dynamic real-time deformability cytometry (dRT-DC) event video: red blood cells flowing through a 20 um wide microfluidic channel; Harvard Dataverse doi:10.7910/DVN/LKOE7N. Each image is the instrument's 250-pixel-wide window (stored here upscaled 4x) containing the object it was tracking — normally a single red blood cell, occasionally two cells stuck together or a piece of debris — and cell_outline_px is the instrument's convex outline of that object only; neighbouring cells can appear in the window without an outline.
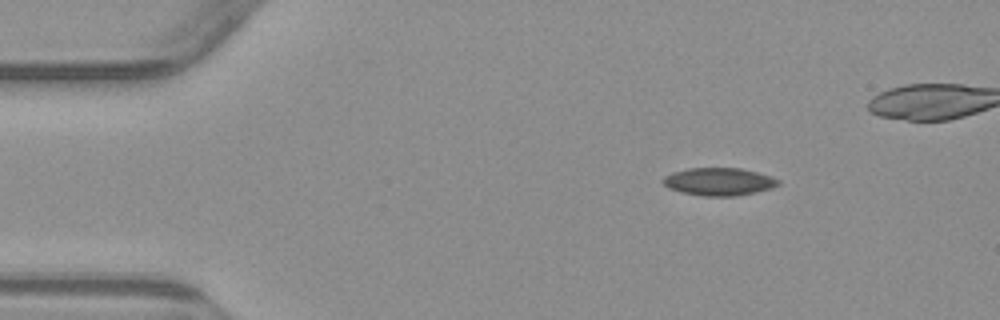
{"species": "common noctule bat (a hibernating species)", "species_latin": "Nyctalus noctula", "temperature_condition": "warm", "stored_images_in_passage": 5, "camera_frame_rate_fps": 3000, "um_per_image_px": 0.085, "animal": {"sex": "male", "body_mass_g": 23.1, "forearm_length_mm": 52.7}, "frame": {"image": 1, "passage_image": 2, "time_ms": 1.333, "image_size_px": [1000, 320], "cell_outline_px": [[780, 184], [772, 188], [756, 192], [736, 196], [704, 196], [680, 192], [668, 188], [664, 184], [664, 176], [672, 172], [688, 168], [740, 168], [772, 176], [780, 180]], "centroid_in_image_um": [61.12, 15.44], "position_along_channel_um": 23.9, "area_um2": 18.67}}